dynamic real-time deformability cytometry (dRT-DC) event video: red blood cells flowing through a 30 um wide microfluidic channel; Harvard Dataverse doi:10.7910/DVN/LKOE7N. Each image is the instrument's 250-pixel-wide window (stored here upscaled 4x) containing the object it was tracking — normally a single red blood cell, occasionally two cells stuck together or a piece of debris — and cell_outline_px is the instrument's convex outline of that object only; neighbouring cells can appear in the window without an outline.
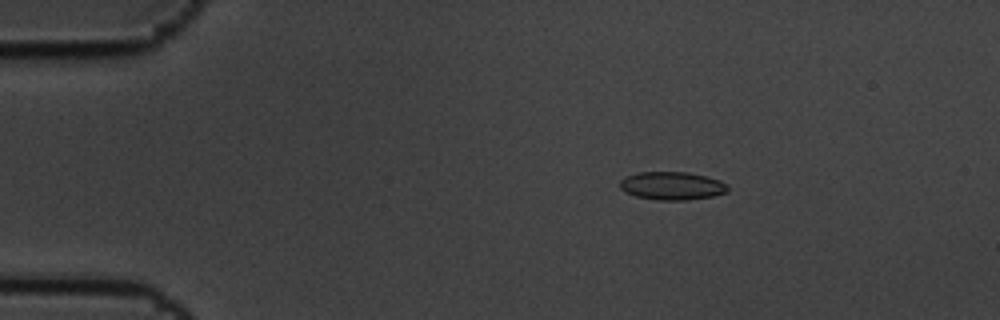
{"species": "common noctule bat (a hibernating species)", "species_latin": "Nyctalus noctula", "temperature_condition": "cold", "stored_images_in_passage": 3, "camera_frame_rate_fps": 3000, "um_per_image_px": 0.085, "animal": {"sex": "male", "body_mass_g": 19.5, "forearm_length_mm": 54.6}, "frame": {"image": 1, "passage_image": 2, "time_ms": 0.333, "image_size_px": [1000, 320], "cell_outline_px": [[728, 192], [712, 196], [688, 200], [656, 200], [636, 196], [620, 188], [620, 180], [624, 176], [640, 172], [688, 172], [708, 176], [720, 180], [728, 184]], "centroid_in_image_um": [57.15, 15.78], "position_along_channel_um": 27.8, "area_um2": 17.8}}